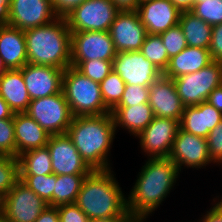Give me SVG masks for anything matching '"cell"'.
I'll use <instances>...</instances> for the list:
<instances>
[{
  "label": "cell",
  "instance_id": "obj_30",
  "mask_svg": "<svg viewBox=\"0 0 222 222\" xmlns=\"http://www.w3.org/2000/svg\"><path fill=\"white\" fill-rule=\"evenodd\" d=\"M125 86L126 83L120 78V75L114 71H111L100 83L102 99L110 112L119 104Z\"/></svg>",
  "mask_w": 222,
  "mask_h": 222
},
{
  "label": "cell",
  "instance_id": "obj_45",
  "mask_svg": "<svg viewBox=\"0 0 222 222\" xmlns=\"http://www.w3.org/2000/svg\"><path fill=\"white\" fill-rule=\"evenodd\" d=\"M206 102L222 112V85L216 87L208 96Z\"/></svg>",
  "mask_w": 222,
  "mask_h": 222
},
{
  "label": "cell",
  "instance_id": "obj_35",
  "mask_svg": "<svg viewBox=\"0 0 222 222\" xmlns=\"http://www.w3.org/2000/svg\"><path fill=\"white\" fill-rule=\"evenodd\" d=\"M159 35L166 48L169 59L176 56L187 47L185 36L179 24Z\"/></svg>",
  "mask_w": 222,
  "mask_h": 222
},
{
  "label": "cell",
  "instance_id": "obj_1",
  "mask_svg": "<svg viewBox=\"0 0 222 222\" xmlns=\"http://www.w3.org/2000/svg\"><path fill=\"white\" fill-rule=\"evenodd\" d=\"M147 159L127 195V209L141 222L160 207L181 173L169 157Z\"/></svg>",
  "mask_w": 222,
  "mask_h": 222
},
{
  "label": "cell",
  "instance_id": "obj_4",
  "mask_svg": "<svg viewBox=\"0 0 222 222\" xmlns=\"http://www.w3.org/2000/svg\"><path fill=\"white\" fill-rule=\"evenodd\" d=\"M24 32L28 63L62 70L71 66V31L65 18Z\"/></svg>",
  "mask_w": 222,
  "mask_h": 222
},
{
  "label": "cell",
  "instance_id": "obj_25",
  "mask_svg": "<svg viewBox=\"0 0 222 222\" xmlns=\"http://www.w3.org/2000/svg\"><path fill=\"white\" fill-rule=\"evenodd\" d=\"M111 114L115 129L120 127L136 136L143 131L153 120L154 113L149 103H141L130 107H115Z\"/></svg>",
  "mask_w": 222,
  "mask_h": 222
},
{
  "label": "cell",
  "instance_id": "obj_34",
  "mask_svg": "<svg viewBox=\"0 0 222 222\" xmlns=\"http://www.w3.org/2000/svg\"><path fill=\"white\" fill-rule=\"evenodd\" d=\"M76 68L86 77L99 84L113 71L112 61L98 59L82 61Z\"/></svg>",
  "mask_w": 222,
  "mask_h": 222
},
{
  "label": "cell",
  "instance_id": "obj_47",
  "mask_svg": "<svg viewBox=\"0 0 222 222\" xmlns=\"http://www.w3.org/2000/svg\"><path fill=\"white\" fill-rule=\"evenodd\" d=\"M11 0H0V26L8 25Z\"/></svg>",
  "mask_w": 222,
  "mask_h": 222
},
{
  "label": "cell",
  "instance_id": "obj_24",
  "mask_svg": "<svg viewBox=\"0 0 222 222\" xmlns=\"http://www.w3.org/2000/svg\"><path fill=\"white\" fill-rule=\"evenodd\" d=\"M212 61L209 49L187 46L179 54L169 59L163 75L174 79L179 76L197 72Z\"/></svg>",
  "mask_w": 222,
  "mask_h": 222
},
{
  "label": "cell",
  "instance_id": "obj_39",
  "mask_svg": "<svg viewBox=\"0 0 222 222\" xmlns=\"http://www.w3.org/2000/svg\"><path fill=\"white\" fill-rule=\"evenodd\" d=\"M56 207L59 212V222H88L89 220L75 203Z\"/></svg>",
  "mask_w": 222,
  "mask_h": 222
},
{
  "label": "cell",
  "instance_id": "obj_29",
  "mask_svg": "<svg viewBox=\"0 0 222 222\" xmlns=\"http://www.w3.org/2000/svg\"><path fill=\"white\" fill-rule=\"evenodd\" d=\"M140 52L162 72L168 66L169 57L160 35L147 34Z\"/></svg>",
  "mask_w": 222,
  "mask_h": 222
},
{
  "label": "cell",
  "instance_id": "obj_17",
  "mask_svg": "<svg viewBox=\"0 0 222 222\" xmlns=\"http://www.w3.org/2000/svg\"><path fill=\"white\" fill-rule=\"evenodd\" d=\"M20 70L22 71L30 100L55 95L62 91L64 70L31 63L25 64Z\"/></svg>",
  "mask_w": 222,
  "mask_h": 222
},
{
  "label": "cell",
  "instance_id": "obj_14",
  "mask_svg": "<svg viewBox=\"0 0 222 222\" xmlns=\"http://www.w3.org/2000/svg\"><path fill=\"white\" fill-rule=\"evenodd\" d=\"M116 52L140 51L147 36L137 11L119 10L109 28Z\"/></svg>",
  "mask_w": 222,
  "mask_h": 222
},
{
  "label": "cell",
  "instance_id": "obj_32",
  "mask_svg": "<svg viewBox=\"0 0 222 222\" xmlns=\"http://www.w3.org/2000/svg\"><path fill=\"white\" fill-rule=\"evenodd\" d=\"M18 181V159L10 155L0 154V201Z\"/></svg>",
  "mask_w": 222,
  "mask_h": 222
},
{
  "label": "cell",
  "instance_id": "obj_3",
  "mask_svg": "<svg viewBox=\"0 0 222 222\" xmlns=\"http://www.w3.org/2000/svg\"><path fill=\"white\" fill-rule=\"evenodd\" d=\"M75 204L89 219L112 218L127 210V197L111 169L93 170L83 180Z\"/></svg>",
  "mask_w": 222,
  "mask_h": 222
},
{
  "label": "cell",
  "instance_id": "obj_10",
  "mask_svg": "<svg viewBox=\"0 0 222 222\" xmlns=\"http://www.w3.org/2000/svg\"><path fill=\"white\" fill-rule=\"evenodd\" d=\"M117 52L108 31L71 32V66L82 61H113Z\"/></svg>",
  "mask_w": 222,
  "mask_h": 222
},
{
  "label": "cell",
  "instance_id": "obj_6",
  "mask_svg": "<svg viewBox=\"0 0 222 222\" xmlns=\"http://www.w3.org/2000/svg\"><path fill=\"white\" fill-rule=\"evenodd\" d=\"M173 81L184 107L199 105L222 85V62L213 61L201 70L179 76Z\"/></svg>",
  "mask_w": 222,
  "mask_h": 222
},
{
  "label": "cell",
  "instance_id": "obj_41",
  "mask_svg": "<svg viewBox=\"0 0 222 222\" xmlns=\"http://www.w3.org/2000/svg\"><path fill=\"white\" fill-rule=\"evenodd\" d=\"M86 0H51L54 13L59 18H65L76 7Z\"/></svg>",
  "mask_w": 222,
  "mask_h": 222
},
{
  "label": "cell",
  "instance_id": "obj_2",
  "mask_svg": "<svg viewBox=\"0 0 222 222\" xmlns=\"http://www.w3.org/2000/svg\"><path fill=\"white\" fill-rule=\"evenodd\" d=\"M66 134L92 170H109L116 129L111 113L73 117Z\"/></svg>",
  "mask_w": 222,
  "mask_h": 222
},
{
  "label": "cell",
  "instance_id": "obj_46",
  "mask_svg": "<svg viewBox=\"0 0 222 222\" xmlns=\"http://www.w3.org/2000/svg\"><path fill=\"white\" fill-rule=\"evenodd\" d=\"M118 10L137 11L141 0H111Z\"/></svg>",
  "mask_w": 222,
  "mask_h": 222
},
{
  "label": "cell",
  "instance_id": "obj_23",
  "mask_svg": "<svg viewBox=\"0 0 222 222\" xmlns=\"http://www.w3.org/2000/svg\"><path fill=\"white\" fill-rule=\"evenodd\" d=\"M0 95L14 113L28 110L31 100L20 69L5 70L0 75Z\"/></svg>",
  "mask_w": 222,
  "mask_h": 222
},
{
  "label": "cell",
  "instance_id": "obj_11",
  "mask_svg": "<svg viewBox=\"0 0 222 222\" xmlns=\"http://www.w3.org/2000/svg\"><path fill=\"white\" fill-rule=\"evenodd\" d=\"M179 128V121L175 119L154 117L136 137L140 139V147L147 158H167Z\"/></svg>",
  "mask_w": 222,
  "mask_h": 222
},
{
  "label": "cell",
  "instance_id": "obj_44",
  "mask_svg": "<svg viewBox=\"0 0 222 222\" xmlns=\"http://www.w3.org/2000/svg\"><path fill=\"white\" fill-rule=\"evenodd\" d=\"M35 222H59V212L55 206H47Z\"/></svg>",
  "mask_w": 222,
  "mask_h": 222
},
{
  "label": "cell",
  "instance_id": "obj_18",
  "mask_svg": "<svg viewBox=\"0 0 222 222\" xmlns=\"http://www.w3.org/2000/svg\"><path fill=\"white\" fill-rule=\"evenodd\" d=\"M149 87L150 104L155 117L171 118L180 122L184 105L175 86L173 79L162 75Z\"/></svg>",
  "mask_w": 222,
  "mask_h": 222
},
{
  "label": "cell",
  "instance_id": "obj_48",
  "mask_svg": "<svg viewBox=\"0 0 222 222\" xmlns=\"http://www.w3.org/2000/svg\"><path fill=\"white\" fill-rule=\"evenodd\" d=\"M180 12H188L193 8V0H169Z\"/></svg>",
  "mask_w": 222,
  "mask_h": 222
},
{
  "label": "cell",
  "instance_id": "obj_49",
  "mask_svg": "<svg viewBox=\"0 0 222 222\" xmlns=\"http://www.w3.org/2000/svg\"><path fill=\"white\" fill-rule=\"evenodd\" d=\"M14 112L9 108L6 101L0 95V119L11 118Z\"/></svg>",
  "mask_w": 222,
  "mask_h": 222
},
{
  "label": "cell",
  "instance_id": "obj_20",
  "mask_svg": "<svg viewBox=\"0 0 222 222\" xmlns=\"http://www.w3.org/2000/svg\"><path fill=\"white\" fill-rule=\"evenodd\" d=\"M222 121V112L204 101L196 106H187L179 122L183 131L205 138Z\"/></svg>",
  "mask_w": 222,
  "mask_h": 222
},
{
  "label": "cell",
  "instance_id": "obj_37",
  "mask_svg": "<svg viewBox=\"0 0 222 222\" xmlns=\"http://www.w3.org/2000/svg\"><path fill=\"white\" fill-rule=\"evenodd\" d=\"M149 87L140 85H126L122 98L116 107H130L141 103H148Z\"/></svg>",
  "mask_w": 222,
  "mask_h": 222
},
{
  "label": "cell",
  "instance_id": "obj_38",
  "mask_svg": "<svg viewBox=\"0 0 222 222\" xmlns=\"http://www.w3.org/2000/svg\"><path fill=\"white\" fill-rule=\"evenodd\" d=\"M206 140L211 161L222 165V121L209 132Z\"/></svg>",
  "mask_w": 222,
  "mask_h": 222
},
{
  "label": "cell",
  "instance_id": "obj_51",
  "mask_svg": "<svg viewBox=\"0 0 222 222\" xmlns=\"http://www.w3.org/2000/svg\"><path fill=\"white\" fill-rule=\"evenodd\" d=\"M0 222H10L8 219H6L1 213H0Z\"/></svg>",
  "mask_w": 222,
  "mask_h": 222
},
{
  "label": "cell",
  "instance_id": "obj_27",
  "mask_svg": "<svg viewBox=\"0 0 222 222\" xmlns=\"http://www.w3.org/2000/svg\"><path fill=\"white\" fill-rule=\"evenodd\" d=\"M19 176H39L52 174V160L46 147L24 152L17 157Z\"/></svg>",
  "mask_w": 222,
  "mask_h": 222
},
{
  "label": "cell",
  "instance_id": "obj_33",
  "mask_svg": "<svg viewBox=\"0 0 222 222\" xmlns=\"http://www.w3.org/2000/svg\"><path fill=\"white\" fill-rule=\"evenodd\" d=\"M192 12L209 25L222 23V0H202L193 6Z\"/></svg>",
  "mask_w": 222,
  "mask_h": 222
},
{
  "label": "cell",
  "instance_id": "obj_15",
  "mask_svg": "<svg viewBox=\"0 0 222 222\" xmlns=\"http://www.w3.org/2000/svg\"><path fill=\"white\" fill-rule=\"evenodd\" d=\"M169 158L178 166L179 171L183 167L198 170L213 163L209 157L207 140L180 128L177 131Z\"/></svg>",
  "mask_w": 222,
  "mask_h": 222
},
{
  "label": "cell",
  "instance_id": "obj_9",
  "mask_svg": "<svg viewBox=\"0 0 222 222\" xmlns=\"http://www.w3.org/2000/svg\"><path fill=\"white\" fill-rule=\"evenodd\" d=\"M47 206L19 180L0 201V213L10 222H35Z\"/></svg>",
  "mask_w": 222,
  "mask_h": 222
},
{
  "label": "cell",
  "instance_id": "obj_26",
  "mask_svg": "<svg viewBox=\"0 0 222 222\" xmlns=\"http://www.w3.org/2000/svg\"><path fill=\"white\" fill-rule=\"evenodd\" d=\"M178 24L183 31L187 46L209 48L212 25H209L190 11L181 12Z\"/></svg>",
  "mask_w": 222,
  "mask_h": 222
},
{
  "label": "cell",
  "instance_id": "obj_22",
  "mask_svg": "<svg viewBox=\"0 0 222 222\" xmlns=\"http://www.w3.org/2000/svg\"><path fill=\"white\" fill-rule=\"evenodd\" d=\"M16 158L26 151L46 147L50 135L25 112L14 113Z\"/></svg>",
  "mask_w": 222,
  "mask_h": 222
},
{
  "label": "cell",
  "instance_id": "obj_8",
  "mask_svg": "<svg viewBox=\"0 0 222 222\" xmlns=\"http://www.w3.org/2000/svg\"><path fill=\"white\" fill-rule=\"evenodd\" d=\"M118 11L111 0H86L65 19L71 32L109 31Z\"/></svg>",
  "mask_w": 222,
  "mask_h": 222
},
{
  "label": "cell",
  "instance_id": "obj_28",
  "mask_svg": "<svg viewBox=\"0 0 222 222\" xmlns=\"http://www.w3.org/2000/svg\"><path fill=\"white\" fill-rule=\"evenodd\" d=\"M87 175H56L53 206L75 203L83 180Z\"/></svg>",
  "mask_w": 222,
  "mask_h": 222
},
{
  "label": "cell",
  "instance_id": "obj_43",
  "mask_svg": "<svg viewBox=\"0 0 222 222\" xmlns=\"http://www.w3.org/2000/svg\"><path fill=\"white\" fill-rule=\"evenodd\" d=\"M88 222H141L128 209L121 215L104 219H89Z\"/></svg>",
  "mask_w": 222,
  "mask_h": 222
},
{
  "label": "cell",
  "instance_id": "obj_50",
  "mask_svg": "<svg viewBox=\"0 0 222 222\" xmlns=\"http://www.w3.org/2000/svg\"><path fill=\"white\" fill-rule=\"evenodd\" d=\"M5 70H6V69H5V67H4V65H3V63H2L1 58H0V75H1Z\"/></svg>",
  "mask_w": 222,
  "mask_h": 222
},
{
  "label": "cell",
  "instance_id": "obj_52",
  "mask_svg": "<svg viewBox=\"0 0 222 222\" xmlns=\"http://www.w3.org/2000/svg\"><path fill=\"white\" fill-rule=\"evenodd\" d=\"M197 3H202V0H193V6Z\"/></svg>",
  "mask_w": 222,
  "mask_h": 222
},
{
  "label": "cell",
  "instance_id": "obj_53",
  "mask_svg": "<svg viewBox=\"0 0 222 222\" xmlns=\"http://www.w3.org/2000/svg\"><path fill=\"white\" fill-rule=\"evenodd\" d=\"M218 202L222 205V199L221 200L218 199Z\"/></svg>",
  "mask_w": 222,
  "mask_h": 222
},
{
  "label": "cell",
  "instance_id": "obj_40",
  "mask_svg": "<svg viewBox=\"0 0 222 222\" xmlns=\"http://www.w3.org/2000/svg\"><path fill=\"white\" fill-rule=\"evenodd\" d=\"M208 49L212 61L222 62V23L213 25Z\"/></svg>",
  "mask_w": 222,
  "mask_h": 222
},
{
  "label": "cell",
  "instance_id": "obj_31",
  "mask_svg": "<svg viewBox=\"0 0 222 222\" xmlns=\"http://www.w3.org/2000/svg\"><path fill=\"white\" fill-rule=\"evenodd\" d=\"M19 180L41 197L48 206H53L54 183H56L54 173L39 176H19Z\"/></svg>",
  "mask_w": 222,
  "mask_h": 222
},
{
  "label": "cell",
  "instance_id": "obj_21",
  "mask_svg": "<svg viewBox=\"0 0 222 222\" xmlns=\"http://www.w3.org/2000/svg\"><path fill=\"white\" fill-rule=\"evenodd\" d=\"M0 58L6 70L21 69L28 63L23 30L10 25L0 26Z\"/></svg>",
  "mask_w": 222,
  "mask_h": 222
},
{
  "label": "cell",
  "instance_id": "obj_12",
  "mask_svg": "<svg viewBox=\"0 0 222 222\" xmlns=\"http://www.w3.org/2000/svg\"><path fill=\"white\" fill-rule=\"evenodd\" d=\"M112 69L126 85L148 87L163 75L140 51L118 52L112 61Z\"/></svg>",
  "mask_w": 222,
  "mask_h": 222
},
{
  "label": "cell",
  "instance_id": "obj_5",
  "mask_svg": "<svg viewBox=\"0 0 222 222\" xmlns=\"http://www.w3.org/2000/svg\"><path fill=\"white\" fill-rule=\"evenodd\" d=\"M62 92L73 117L111 113L102 99L100 84L76 67L69 66L64 70Z\"/></svg>",
  "mask_w": 222,
  "mask_h": 222
},
{
  "label": "cell",
  "instance_id": "obj_13",
  "mask_svg": "<svg viewBox=\"0 0 222 222\" xmlns=\"http://www.w3.org/2000/svg\"><path fill=\"white\" fill-rule=\"evenodd\" d=\"M46 146L55 175H89L93 171L66 133L50 135Z\"/></svg>",
  "mask_w": 222,
  "mask_h": 222
},
{
  "label": "cell",
  "instance_id": "obj_7",
  "mask_svg": "<svg viewBox=\"0 0 222 222\" xmlns=\"http://www.w3.org/2000/svg\"><path fill=\"white\" fill-rule=\"evenodd\" d=\"M25 113L49 135L65 134L73 119L62 91L55 95L31 100Z\"/></svg>",
  "mask_w": 222,
  "mask_h": 222
},
{
  "label": "cell",
  "instance_id": "obj_42",
  "mask_svg": "<svg viewBox=\"0 0 222 222\" xmlns=\"http://www.w3.org/2000/svg\"><path fill=\"white\" fill-rule=\"evenodd\" d=\"M215 203L213 207H211L209 211H206L207 213L199 219V222H222V205L217 201Z\"/></svg>",
  "mask_w": 222,
  "mask_h": 222
},
{
  "label": "cell",
  "instance_id": "obj_16",
  "mask_svg": "<svg viewBox=\"0 0 222 222\" xmlns=\"http://www.w3.org/2000/svg\"><path fill=\"white\" fill-rule=\"evenodd\" d=\"M57 18L51 0H11L8 25L26 31Z\"/></svg>",
  "mask_w": 222,
  "mask_h": 222
},
{
  "label": "cell",
  "instance_id": "obj_19",
  "mask_svg": "<svg viewBox=\"0 0 222 222\" xmlns=\"http://www.w3.org/2000/svg\"><path fill=\"white\" fill-rule=\"evenodd\" d=\"M137 12L147 33L156 35L178 25L181 14L169 0H141Z\"/></svg>",
  "mask_w": 222,
  "mask_h": 222
},
{
  "label": "cell",
  "instance_id": "obj_36",
  "mask_svg": "<svg viewBox=\"0 0 222 222\" xmlns=\"http://www.w3.org/2000/svg\"><path fill=\"white\" fill-rule=\"evenodd\" d=\"M0 154L16 157L13 116L0 119Z\"/></svg>",
  "mask_w": 222,
  "mask_h": 222
}]
</instances>
